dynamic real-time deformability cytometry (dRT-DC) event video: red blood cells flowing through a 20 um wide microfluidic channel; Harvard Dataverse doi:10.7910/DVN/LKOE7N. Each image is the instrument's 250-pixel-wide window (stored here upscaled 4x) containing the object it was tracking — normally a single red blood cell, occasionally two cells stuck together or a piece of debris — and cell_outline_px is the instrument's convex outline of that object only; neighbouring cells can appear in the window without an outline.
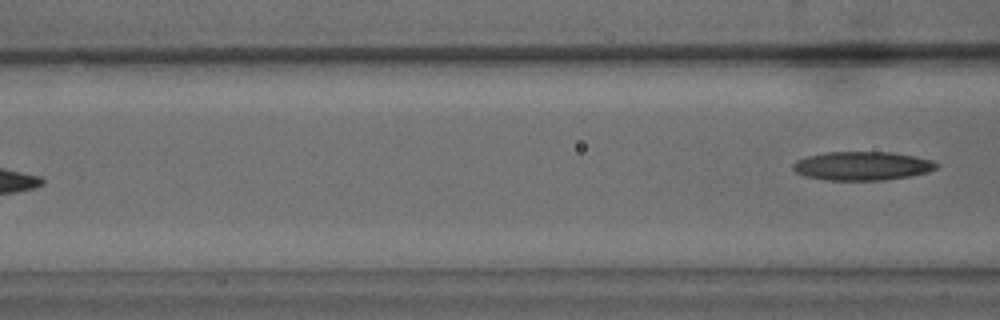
{"species": "common noctule bat (a hibernating species)", "species_latin": "Nyctalus noctula", "temperature_condition": "warm", "stored_images_in_passage": 7, "segment_of_instrument_passage": [2, 2], "camera_frame_rate_fps": 3000, "um_per_image_px": 0.085, "animal": {"sex": "male", "body_mass_g": 15.6}, "frame": {"image": 1, "passage_image": 7, "time_ms": 8.0, "image_size_px": [1000, 320], "cell_outline_px": [[940, 164], [936, 168], [928, 172], [908, 176], [884, 180], [828, 180], [804, 176], [796, 172], [792, 168], [792, 164], [796, 160], [808, 156], [828, 152], [892, 152], [916, 156], [932, 160]], "centroid_in_image_um": [73.29, 14.1], "position_along_channel_um": 93.3, "area_um2": 24.04}}